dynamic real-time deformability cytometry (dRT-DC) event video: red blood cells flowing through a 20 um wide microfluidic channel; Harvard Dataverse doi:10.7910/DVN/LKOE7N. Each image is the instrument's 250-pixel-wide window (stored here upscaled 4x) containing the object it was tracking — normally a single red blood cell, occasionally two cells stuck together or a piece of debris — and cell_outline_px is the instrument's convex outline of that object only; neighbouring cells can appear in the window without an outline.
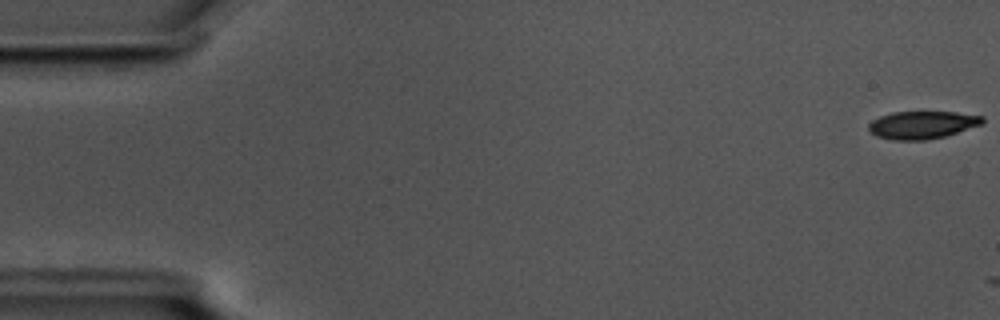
{"species": "common noctule bat (a hibernating species)", "species_latin": "Nyctalus noctula", "temperature_condition": "cold", "stored_images_in_passage": 2, "camera_frame_rate_fps": 3000, "um_per_image_px": 0.085, "animal": {"sex": "male", "body_mass_g": 17.5, "forearm_length_mm": 52.3}, "frame": {"image": 1, "passage_image": 1, "time_ms": 0.0, "image_size_px": [1000, 320], "cell_outline_px": [[984, 124], [944, 136], [928, 140], [892, 140], [876, 136], [868, 128], [868, 124], [872, 120], [880, 116], [892, 112], [956, 112], [984, 116]], "centroid_in_image_um": [78.4, 10.61], "position_along_channel_um": 6.6, "area_um2": 18.44}}